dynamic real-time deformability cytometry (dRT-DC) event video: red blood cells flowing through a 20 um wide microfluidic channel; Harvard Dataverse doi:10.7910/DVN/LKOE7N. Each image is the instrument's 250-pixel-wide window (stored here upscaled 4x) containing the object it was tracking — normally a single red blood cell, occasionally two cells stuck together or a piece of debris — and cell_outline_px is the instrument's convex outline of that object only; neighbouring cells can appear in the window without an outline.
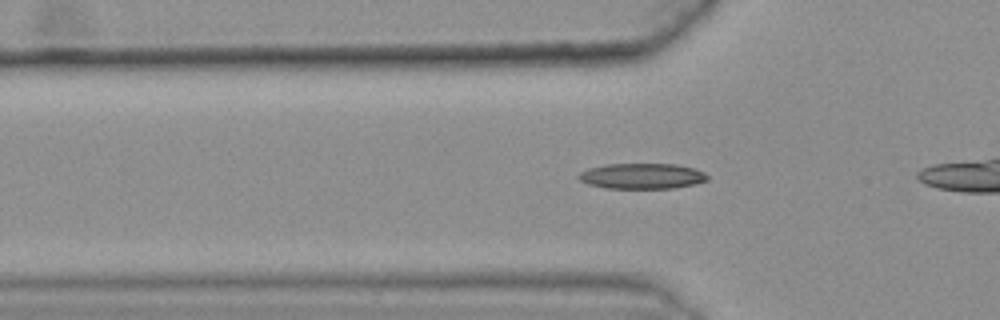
{"species": "common noctule bat (a hibernating species)", "species_latin": "Nyctalus noctula", "temperature_condition": "warm", "stored_images_in_passage": 41, "camera_frame_rate_fps": 3000, "um_per_image_px": 0.085, "animal": {"sex": "female", "body_mass_g": 25.1}, "frame": {"image": 1, "passage_image": 13, "time_ms": 4.0, "image_size_px": [1000, 320], "cell_outline_px": [[708, 180], [692, 184], [672, 188], [604, 188], [588, 184], [580, 180], [576, 176], [580, 172], [588, 168], [608, 164], [676, 164], [692, 168], [704, 172], [708, 176]], "centroid_in_image_um": [54.53, 14.96], "position_along_channel_um": 71.3, "area_um2": 19.07}}
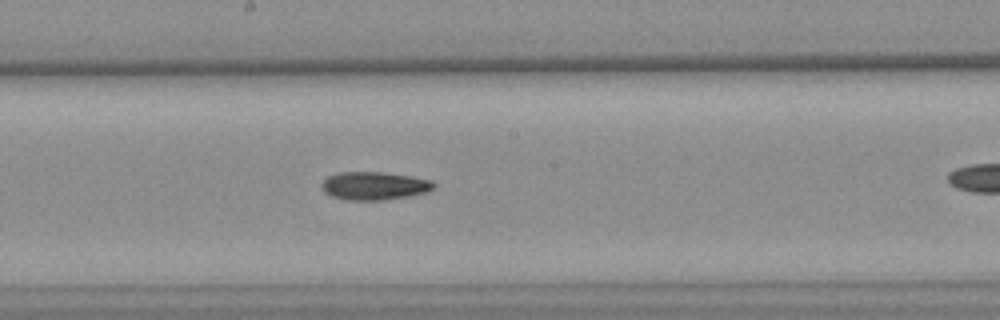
{"frame": {"image": 2, "passage_image": 25, "time_ms": 8.0, "image_size_px": [1000, 320], "cell_outline_px": [[436, 188], [428, 192], [408, 196], [384, 200], [348, 200], [332, 196], [324, 192], [320, 184], [328, 176], [340, 172], [384, 172], [412, 176], [432, 180], [436, 184]], "centroid_in_image_um": [31.85, 15.79], "position_along_channel_um": 216.3, "area_um2": 18.55}}
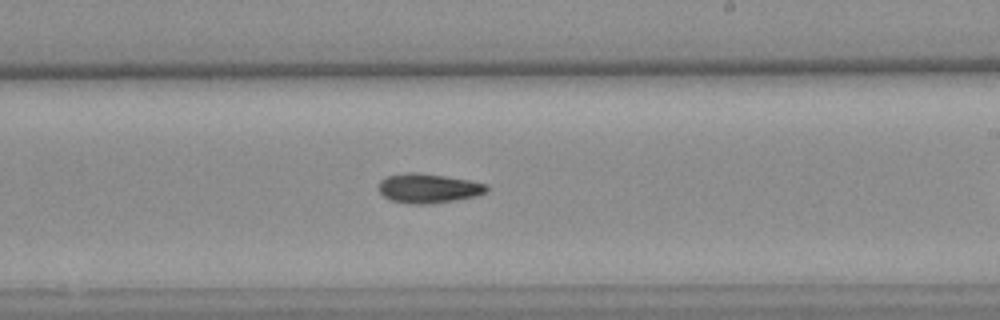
{"frame": {"image": 3, "passage_image": 28, "time_ms": 9.0, "image_size_px": [1000, 320], "cell_outline_px": [[488, 192], [476, 196], [456, 200], [424, 204], [416, 204], [388, 200], [380, 192], [380, 180], [388, 176], [408, 172], [416, 172], [472, 180], [488, 184]], "centroid_in_image_um": [36.46, 16.0], "position_along_channel_um": 252.5, "area_um2": 18.5}}